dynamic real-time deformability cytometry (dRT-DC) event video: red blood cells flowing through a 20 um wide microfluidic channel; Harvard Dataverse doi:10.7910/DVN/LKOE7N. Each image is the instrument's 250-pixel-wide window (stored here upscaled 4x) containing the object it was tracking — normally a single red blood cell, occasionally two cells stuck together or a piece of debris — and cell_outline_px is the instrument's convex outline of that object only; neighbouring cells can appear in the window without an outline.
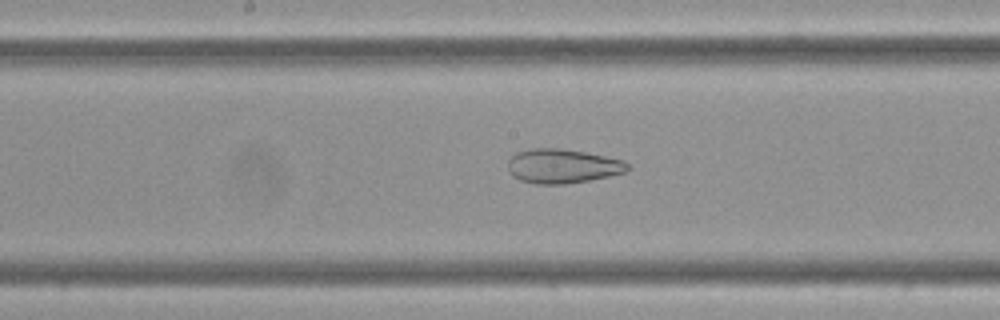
{"species": "Egyptian fruit bat (a non-hibernating species)", "species_latin": "Rousettus aegyptiacus", "temperature_condition": "cold", "stored_images_in_passage": 57, "camera_frame_rate_fps": 3000, "um_per_image_px": 0.085, "frame": {"image": 1, "passage_image": 29, "time_ms": 9.333, "image_size_px": [1000, 320], "cell_outline_px": [[628, 168], [624, 172], [608, 176], [588, 180], [564, 184], [532, 184], [520, 180], [512, 176], [508, 172], [508, 160], [516, 152], [528, 148], [560, 148], [584, 152], [624, 160], [628, 164]], "centroid_in_image_um": [47.74, 14.11], "position_along_channel_um": 200.5, "area_um2": 23.93}}
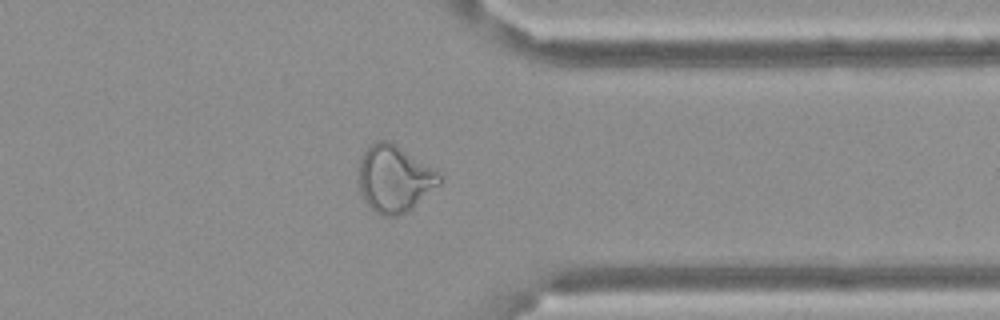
{"frame": {"image": 2, "passage_image": 45, "time_ms": 14.667, "image_size_px": [1000, 320], "cell_outline_px": [[444, 180], [440, 184], [412, 208], [396, 216], [380, 216], [364, 200], [360, 192], [356, 180], [360, 156], [376, 140], [392, 140], [436, 168], [444, 176]], "centroid_in_image_um": [33.54, 15.14], "position_along_channel_um": 377.9, "area_um2": 32.43}}
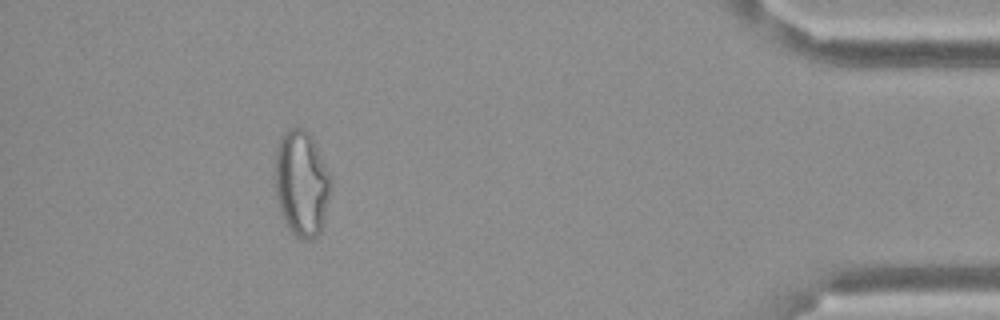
{"frame": {"image": 3, "passage_image": 52, "time_ms": 17.0, "image_size_px": [1000, 320], "cell_outline_px": [[328, 196], [324, 216], [320, 232], [312, 240], [304, 240], [292, 236], [280, 212], [276, 196], [276, 148], [280, 136], [284, 132], [292, 128], [304, 128], [308, 132], [328, 172]], "centroid_in_image_um": [25.58, 15.63], "position_along_channel_um": 409.6, "area_um2": 33.58}}